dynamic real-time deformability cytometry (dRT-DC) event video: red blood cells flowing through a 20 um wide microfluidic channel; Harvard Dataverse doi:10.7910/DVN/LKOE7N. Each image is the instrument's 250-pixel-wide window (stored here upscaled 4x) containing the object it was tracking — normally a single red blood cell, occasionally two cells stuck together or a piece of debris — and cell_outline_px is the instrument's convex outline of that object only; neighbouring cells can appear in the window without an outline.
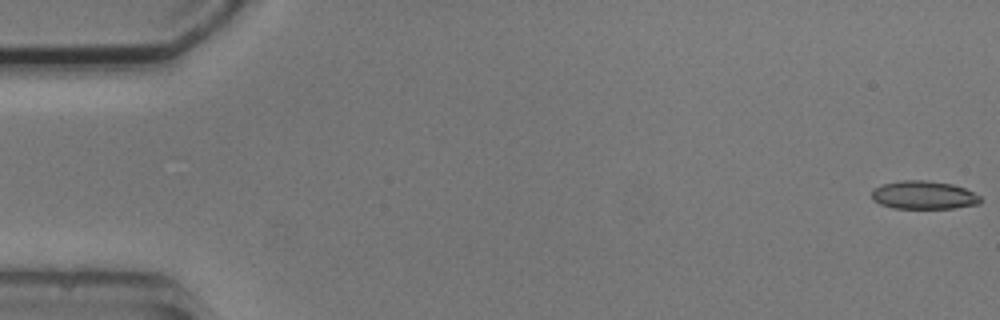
{"species": "common noctule bat (a hibernating species)", "species_latin": "Nyctalus noctula", "temperature_condition": "cold", "stored_images_in_passage": 8, "camera_frame_rate_fps": 3000, "um_per_image_px": 0.085, "animal": {"sex": "male", "body_mass_g": 20.5, "forearm_length_mm": 52.5}, "frame": {"image": 1, "passage_image": 1, "time_ms": 0.0, "image_size_px": [1000, 320], "cell_outline_px": [[984, 200], [980, 204], [956, 208], [892, 208], [880, 204], [872, 200], [872, 188], [884, 184], [900, 180], [928, 180], [952, 184], [964, 188], [980, 196]], "centroid_in_image_um": [78.53, 16.58], "position_along_channel_um": 6.5, "area_um2": 18.09}}
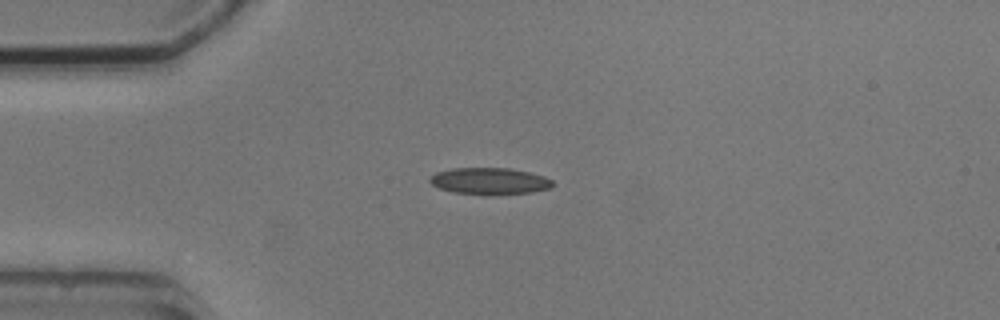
{"frame": {"image": 2, "passage_image": 4, "time_ms": 4.333, "image_size_px": [1000, 320], "cell_outline_px": [[556, 184], [552, 188], [532, 192], [488, 196], [452, 192], [440, 188], [432, 184], [428, 180], [436, 172], [452, 168], [508, 168], [528, 172], [544, 176], [552, 180]], "centroid_in_image_um": [41.65, 15.41], "position_along_channel_um": 43.4, "area_um2": 19.42}}